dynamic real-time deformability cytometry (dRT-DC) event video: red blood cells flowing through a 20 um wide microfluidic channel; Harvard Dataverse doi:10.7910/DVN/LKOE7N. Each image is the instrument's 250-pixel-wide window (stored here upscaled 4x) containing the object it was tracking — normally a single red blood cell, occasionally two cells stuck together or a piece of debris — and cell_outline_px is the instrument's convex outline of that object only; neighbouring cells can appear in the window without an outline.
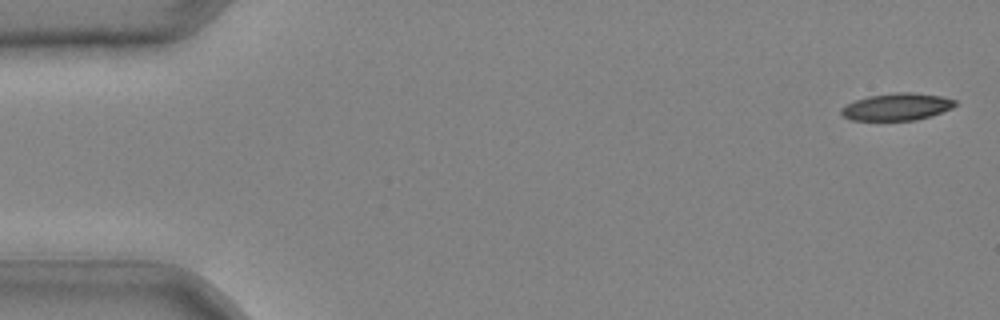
{"species": "common noctule bat (a hibernating species)", "species_latin": "Nyctalus noctula", "temperature_condition": "cold", "stored_images_in_passage": 39, "camera_frame_rate_fps": 3000, "um_per_image_px": 0.085, "animal": {"sex": "male", "body_mass_g": 20.4}, "frame": {"image": 1, "passage_image": 1, "time_ms": 0.0, "image_size_px": [1000, 320], "cell_outline_px": [[956, 104], [952, 108], [932, 116], [916, 120], [852, 120], [844, 116], [840, 112], [840, 108], [856, 100], [868, 96], [896, 92], [912, 92], [940, 96], [956, 100]], "centroid_in_image_um": [76.25, 9.08], "position_along_channel_um": 8.7, "area_um2": 17.98}}
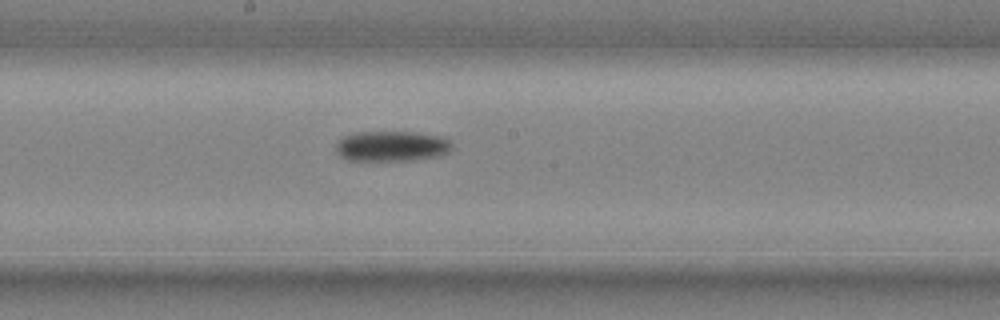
{"frame": {"image": 2, "passage_image": 23, "time_ms": 7.333, "image_size_px": [1000, 320], "cell_outline_px": [[456, 148], [452, 152], [440, 156], [412, 160], [348, 160], [340, 156], [336, 152], [336, 144], [344, 136], [356, 132], [416, 132], [444, 136]], "centroid_in_image_um": [33.38, 12.42], "position_along_channel_um": 214.8, "area_um2": 20.87}}
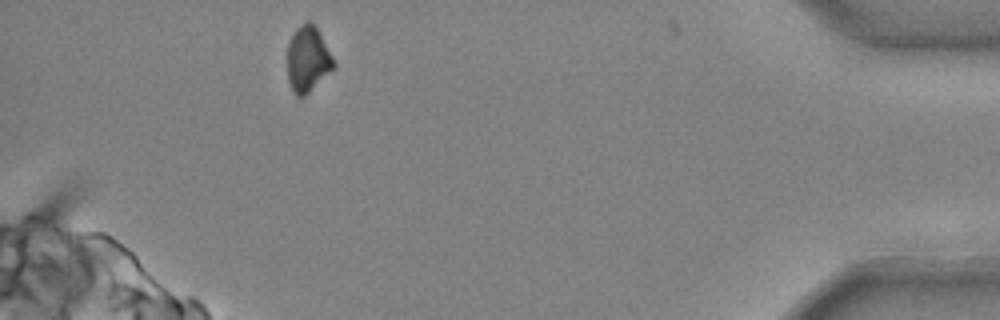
{"frame": {"image": 3, "passage_image": 39, "time_ms": 12.667, "image_size_px": [1000, 320], "cell_outline_px": [[336, 68], [304, 96], [296, 96], [288, 80], [288, 44], [296, 28], [300, 24], [308, 20], [316, 28], [332, 56], [336, 64]], "centroid_in_image_um": [26.17, 5.04], "position_along_channel_um": 409.0, "area_um2": 17.51}}